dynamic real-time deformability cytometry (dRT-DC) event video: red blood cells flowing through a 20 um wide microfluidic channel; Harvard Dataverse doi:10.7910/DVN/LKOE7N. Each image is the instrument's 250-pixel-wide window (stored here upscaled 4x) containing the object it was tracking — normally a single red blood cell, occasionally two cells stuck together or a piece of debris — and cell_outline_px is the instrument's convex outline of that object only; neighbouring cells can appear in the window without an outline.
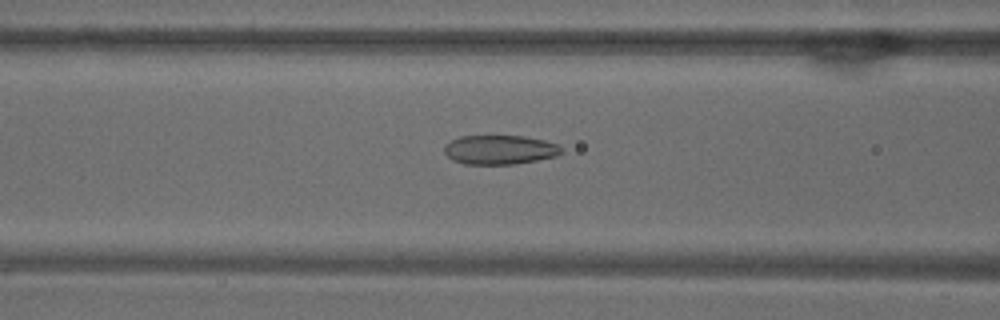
{"species": "common noctule bat (a hibernating species)", "species_latin": "Nyctalus noctula", "temperature_condition": "warm", "stored_images_in_passage": 53, "camera_frame_rate_fps": 3000, "um_per_image_px": 0.085, "animal": {"sex": "male", "body_mass_g": 18.8}, "frame": {"image": 1, "passage_image": 21, "time_ms": 6.667, "image_size_px": [1000, 320], "cell_outline_px": [[560, 152], [556, 156], [516, 164], [464, 164], [452, 160], [444, 152], [444, 144], [460, 136], [524, 136], [544, 140], [556, 144], [560, 148]], "centroid_in_image_um": [42.42, 12.73], "position_along_channel_um": 124.2, "area_um2": 19.83}}
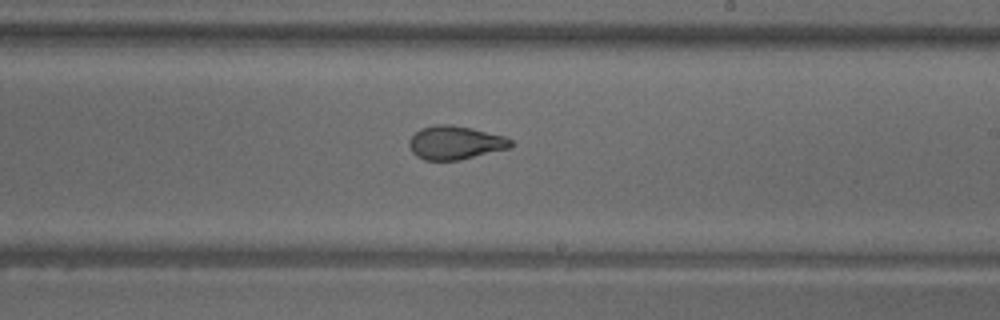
{"frame": {"image": 2, "passage_image": 31, "time_ms": 10.0, "image_size_px": [1000, 320], "cell_outline_px": [[512, 144], [508, 148], [460, 160], [424, 160], [416, 156], [412, 152], [408, 144], [408, 140], [420, 128], [436, 124], [452, 124], [472, 128], [504, 136], [512, 140]], "centroid_in_image_um": [38.65, 12.12], "position_along_channel_um": 250.3, "area_um2": 19.88}}
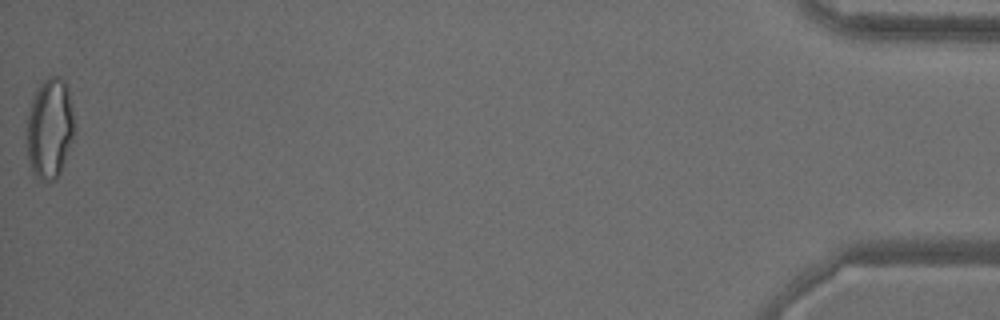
{"frame": {"image": 3, "passage_image": 53, "time_ms": 17.333, "image_size_px": [1000, 320], "cell_outline_px": [[72, 136], [60, 172], [56, 180], [36, 180], [32, 172], [28, 160], [24, 128], [32, 100], [40, 84], [48, 76], [60, 76], [64, 80], [68, 88], [72, 112]], "centroid_in_image_um": [4.16, 10.93], "position_along_channel_um": 431.0, "area_um2": 27.8}, "authors_computed_cell_mechanics": {"area_um2": 22.4264, "velocity_mm_per_s": 3.7838, "shape_relaxation_time_tau1_ms": 9.6526, "shape_relaxation_time_tau2_ms": 1.4949, "deformation_change_tau1": 0.2198, "deformation_change_tau2": 0.0829}}